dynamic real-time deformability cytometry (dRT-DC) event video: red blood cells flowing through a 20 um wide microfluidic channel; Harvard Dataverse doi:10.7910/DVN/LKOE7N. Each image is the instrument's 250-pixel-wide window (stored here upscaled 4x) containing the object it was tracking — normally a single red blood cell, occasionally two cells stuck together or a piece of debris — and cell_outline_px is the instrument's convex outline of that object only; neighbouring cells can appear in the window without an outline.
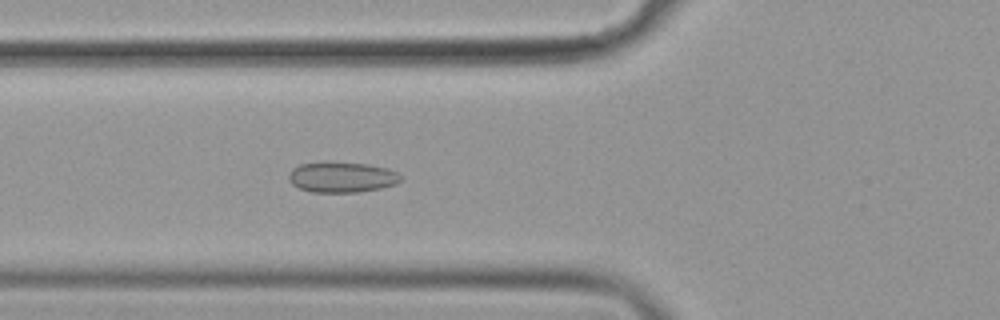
{"species": "common noctule bat (a hibernating species)", "species_latin": "Nyctalus noctula", "temperature_condition": "cold", "stored_images_in_passage": 56, "camera_frame_rate_fps": 3000, "um_per_image_px": 0.085, "animal": {"sex": "female", "body_mass_g": 19.9}, "frame": {"image": 1, "passage_image": 21, "time_ms": 6.667, "image_size_px": [1000, 320], "cell_outline_px": [[404, 180], [396, 184], [380, 188], [360, 192], [312, 192], [300, 188], [292, 184], [288, 180], [288, 172], [292, 168], [300, 164], [324, 160], [368, 164], [388, 168], [396, 172]], "centroid_in_image_um": [29.03, 15.03], "position_along_channel_um": 96.8, "area_um2": 20.46}}
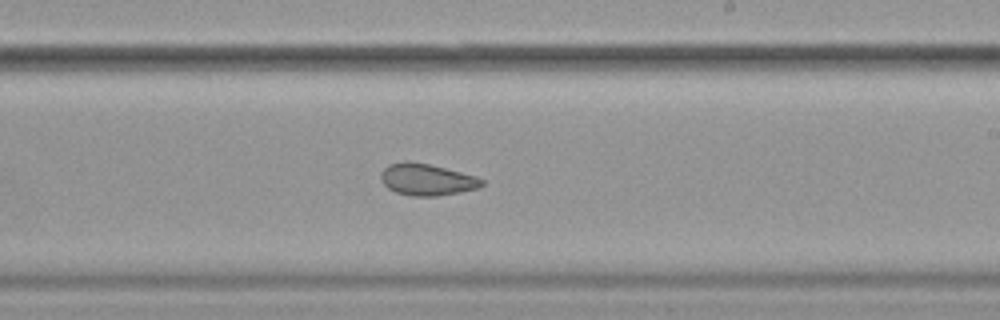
{"frame": {"image": 2, "passage_image": 34, "time_ms": 11.0, "image_size_px": [1000, 320], "cell_outline_px": [[484, 184], [476, 188], [460, 192], [436, 196], [412, 196], [396, 192], [388, 188], [380, 180], [380, 172], [388, 164], [408, 160], [428, 164], [476, 176], [484, 180]], "centroid_in_image_um": [36.24, 15.26], "position_along_channel_um": 252.8, "area_um2": 18.61}}
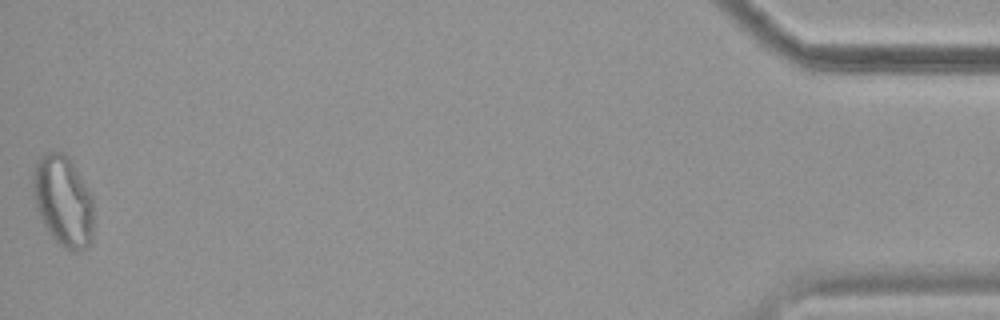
{"frame": {"image": 3, "passage_image": 56, "time_ms": 18.333, "image_size_px": [1000, 320], "cell_outline_px": [[92, 244], [76, 252], [72, 252], [60, 244], [48, 232], [36, 208], [32, 180], [32, 176], [36, 164], [40, 156], [44, 152], [64, 152], [68, 156], [92, 196]], "centroid_in_image_um": [5.37, 17.08], "position_along_channel_um": 429.8, "area_um2": 31.85}, "authors_computed_cell_mechanics": {"area_um2": 22.253, "velocity_mm_per_s": 3.608, "shape_relaxation_time_tau1_ms": null, "shape_relaxation_time_tau2_ms": 2.8108, "deformation_change_tau1": null, "deformation_change_tau2": 0.0721}}